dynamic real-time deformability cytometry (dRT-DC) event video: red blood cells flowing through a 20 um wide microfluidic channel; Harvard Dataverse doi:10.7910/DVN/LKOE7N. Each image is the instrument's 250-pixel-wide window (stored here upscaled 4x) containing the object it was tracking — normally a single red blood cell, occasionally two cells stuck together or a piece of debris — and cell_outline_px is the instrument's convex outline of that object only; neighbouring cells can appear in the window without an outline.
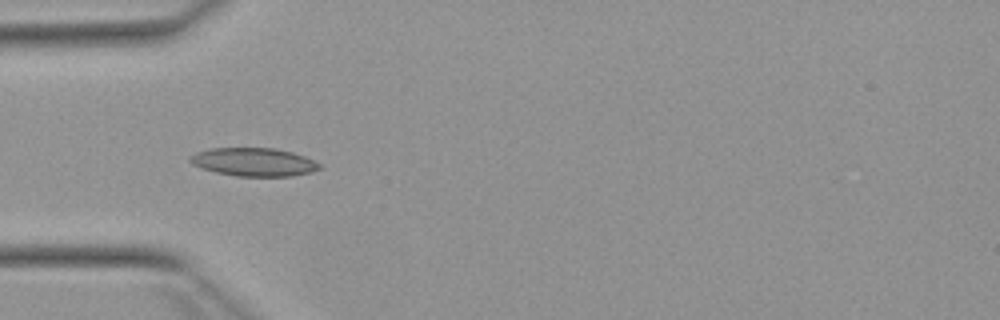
{"species": "Egyptian fruit bat (a non-hibernating species)", "species_latin": "Rousettus aegyptiacus", "temperature_condition": "warm", "stored_images_in_passage": 37, "camera_frame_rate_fps": 3000, "um_per_image_px": 0.085, "animal": {"sex": "female"}, "frame": {"image": 1, "passage_image": 1, "time_ms": 0.0, "image_size_px": [1000, 320], "cell_outline_px": [[320, 168], [312, 172], [292, 176], [236, 176], [216, 172], [200, 168], [192, 164], [188, 160], [196, 152], [212, 148], [276, 148], [292, 152], [304, 156], [320, 164]], "centroid_in_image_um": [21.56, 13.77], "position_along_channel_um": 63.4, "area_um2": 21.27}}
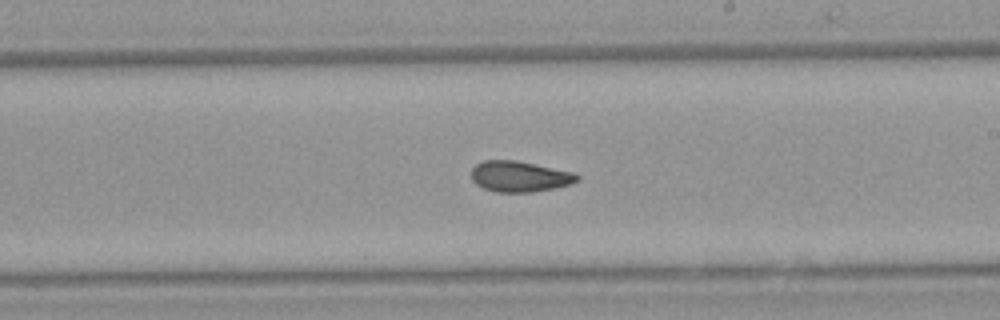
{"frame": {"image": 2, "passage_image": 15, "time_ms": 4.667, "image_size_px": [1000, 320], "cell_outline_px": [[580, 180], [572, 184], [556, 188], [532, 192], [496, 192], [484, 188], [476, 184], [472, 180], [472, 168], [476, 164], [484, 160], [516, 160], [576, 172], [580, 176]], "centroid_in_image_um": [44.22, 15.0], "position_along_channel_um": 244.8, "area_um2": 19.25}}
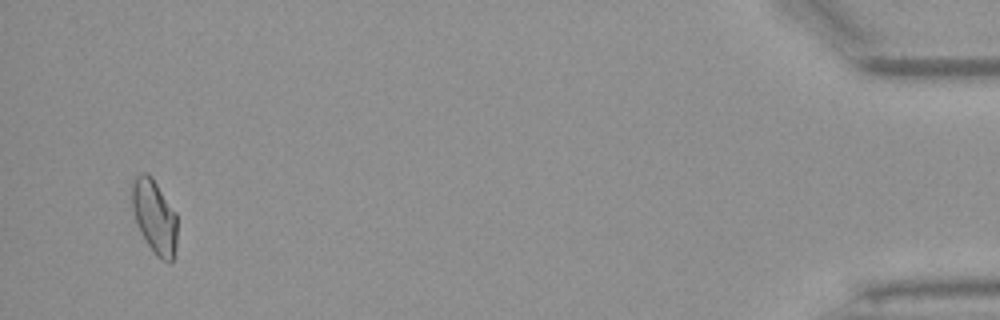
{"frame": {"image": 3, "passage_image": 35, "time_ms": 11.333, "image_size_px": [1000, 320], "cell_outline_px": [[176, 248], [172, 260], [168, 264], [156, 256], [140, 232], [132, 208], [132, 184], [136, 176], [140, 172], [148, 172], [152, 176], [176, 212]], "centroid_in_image_um": [13.14, 18.4], "position_along_channel_um": 422.1, "area_um2": 19.54}, "authors_computed_cell_mechanics": {"area_um2": 19.1896, "velocity_mm_per_s": 3.9134, "shape_relaxation_time_tau1_ms": null, "shape_relaxation_time_tau2_ms": 3.4099, "deformation_change_tau1": null, "deformation_change_tau2": 0.0962}}